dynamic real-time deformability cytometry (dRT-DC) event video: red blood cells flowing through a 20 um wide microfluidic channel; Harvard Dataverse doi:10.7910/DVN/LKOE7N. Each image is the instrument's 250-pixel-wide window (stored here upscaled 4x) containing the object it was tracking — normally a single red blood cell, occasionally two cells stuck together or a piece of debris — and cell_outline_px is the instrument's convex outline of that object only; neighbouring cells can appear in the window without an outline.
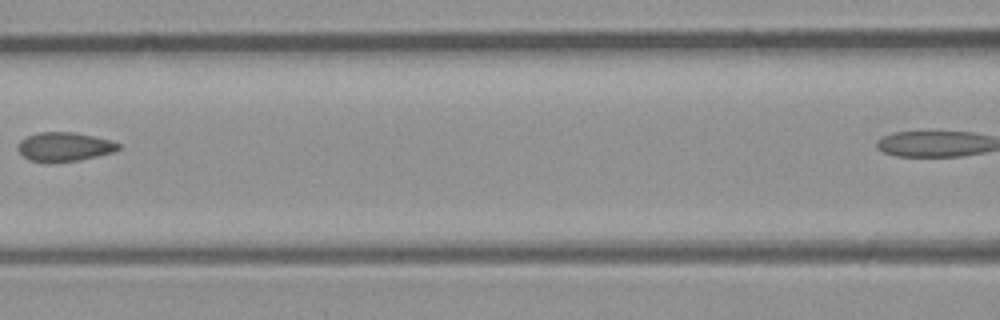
{"species": "common noctule bat (a hibernating species)", "species_latin": "Nyctalus noctula", "temperature_condition": "room temperature", "stored_images_in_passage": 6, "segment_of_instrument_passage": [1, 2], "camera_frame_rate_fps": 3000, "um_per_image_px": 0.085, "animal": {"sex": "male", "body_mass_g": 23.1, "forearm_length_mm": 52.7}, "frame": {"image": 1, "passage_image": 5, "time_ms": 4.667, "image_size_px": [1000, 320], "cell_outline_px": [[120, 148], [112, 152], [80, 160], [44, 164], [28, 160], [16, 148], [20, 140], [28, 136], [40, 132], [72, 132], [112, 140], [120, 144]], "centroid_in_image_um": [5.43, 12.5], "position_along_channel_um": 161.2, "area_um2": 17.17}}